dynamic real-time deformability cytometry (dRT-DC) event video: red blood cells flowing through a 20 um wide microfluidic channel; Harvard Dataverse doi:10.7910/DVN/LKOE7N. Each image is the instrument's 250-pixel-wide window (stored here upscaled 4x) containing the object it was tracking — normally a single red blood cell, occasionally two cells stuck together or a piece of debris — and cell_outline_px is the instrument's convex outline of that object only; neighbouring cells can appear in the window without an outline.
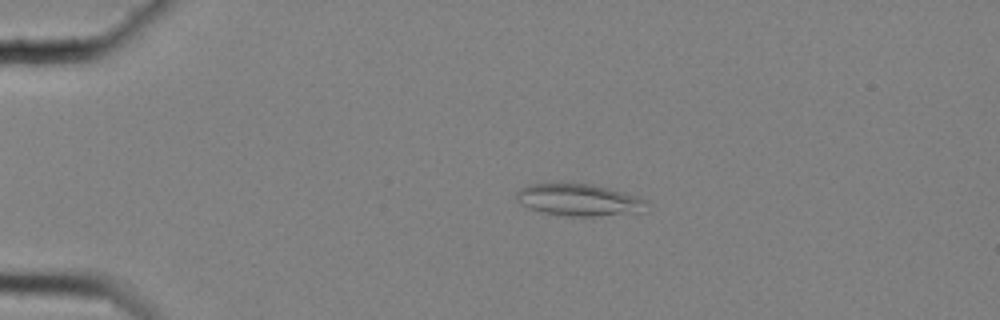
{"species": "common noctule bat (a hibernating species)", "species_latin": "Nyctalus noctula", "temperature_condition": "cold", "stored_images_in_passage": 54, "camera_frame_rate_fps": 3000, "um_per_image_px": 0.085, "animal": {"sex": "female", "body_mass_g": 25.1}, "frame": {"image": 1, "passage_image": 9, "time_ms": 2.667, "image_size_px": [1000, 320], "cell_outline_px": [[644, 200], [640, 212], [592, 216], [568, 216], [544, 212], [520, 204], [516, 200], [516, 192], [520, 188], [528, 184], [592, 184], [608, 188]], "centroid_in_image_um": [49.08, 16.99], "position_along_channel_um": 35.9, "area_um2": 23.35}}
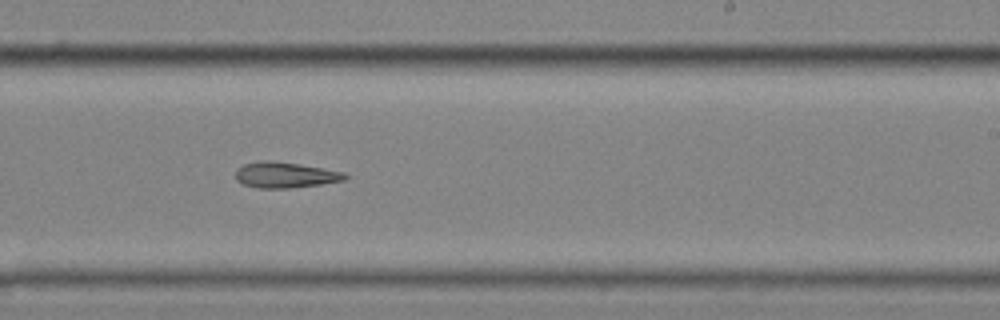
{"frame": {"image": 2, "passage_image": 33, "time_ms": 10.667, "image_size_px": [1000, 320], "cell_outline_px": [[348, 176], [344, 180], [320, 184], [288, 188], [256, 188], [244, 184], [236, 180], [236, 168], [244, 164], [264, 160], [268, 160], [296, 164], [344, 172]], "centroid_in_image_um": [24.19, 14.88], "position_along_channel_um": 264.8, "area_um2": 16.13}}
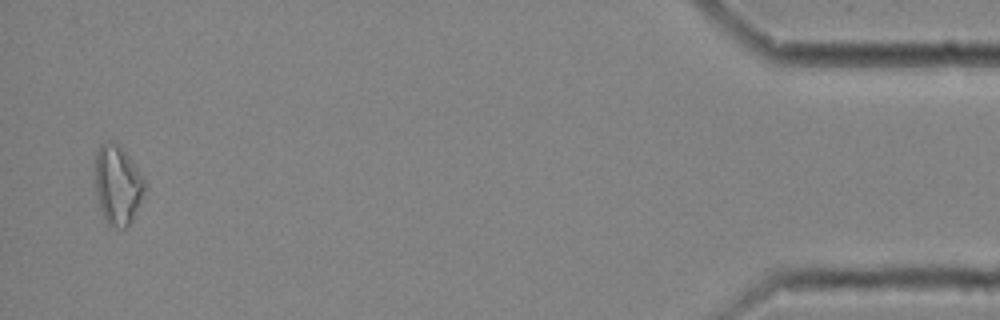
{"frame": {"image": 3, "passage_image": 53, "time_ms": 17.333, "image_size_px": [1000, 320], "cell_outline_px": [[144, 188], [140, 200], [128, 224], [124, 228], [116, 228], [108, 224], [104, 220], [100, 208], [96, 192], [96, 152], [100, 144], [108, 140], [116, 144], [128, 156], [144, 176]], "centroid_in_image_um": [9.97, 15.7], "position_along_channel_um": 425.2, "area_um2": 22.25}}